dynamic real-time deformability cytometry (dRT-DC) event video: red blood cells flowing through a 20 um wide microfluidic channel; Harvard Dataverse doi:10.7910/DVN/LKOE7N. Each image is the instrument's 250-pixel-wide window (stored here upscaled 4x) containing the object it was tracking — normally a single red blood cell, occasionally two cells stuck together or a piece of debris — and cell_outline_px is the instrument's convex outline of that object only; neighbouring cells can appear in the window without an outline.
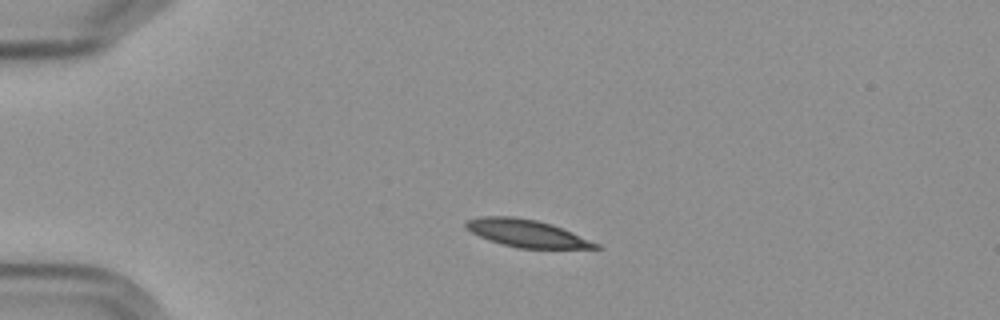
{"species": "Egyptian fruit bat (a non-hibernating species)", "species_latin": "Rousettus aegyptiacus", "temperature_condition": "cold", "stored_images_in_passage": 3, "camera_frame_rate_fps": 3000, "um_per_image_px": 0.085, "frame": {"image": 1, "passage_image": 2, "time_ms": 2.333, "image_size_px": [1000, 320], "cell_outline_px": [[604, 248], [520, 248], [500, 244], [488, 240], [464, 228], [464, 224], [468, 220], [484, 216], [512, 216], [536, 220], [552, 224], [572, 232], [600, 244]], "centroid_in_image_um": [44.76, 19.83], "position_along_channel_um": 40.2, "area_um2": 20.63}}